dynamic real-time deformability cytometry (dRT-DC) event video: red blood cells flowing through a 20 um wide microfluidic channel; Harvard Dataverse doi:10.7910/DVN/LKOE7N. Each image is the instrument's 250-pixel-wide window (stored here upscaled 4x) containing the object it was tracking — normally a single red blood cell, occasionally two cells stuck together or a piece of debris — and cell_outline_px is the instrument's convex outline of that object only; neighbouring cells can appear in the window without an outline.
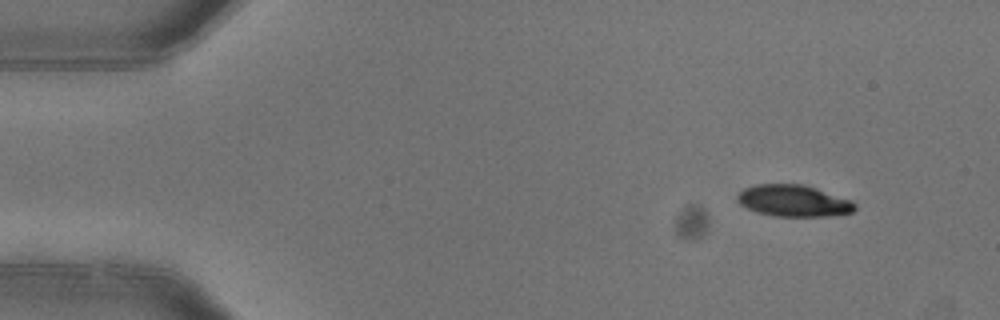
{"species": "common noctule bat (a hibernating species)", "species_latin": "Nyctalus noctula", "temperature_condition": "warm", "stored_images_in_passage": 4, "camera_frame_rate_fps": 3000, "um_per_image_px": 0.085, "animal": {"sex": "female"}, "frame": {"image": 1, "passage_image": 1, "time_ms": 0.0, "image_size_px": [1000, 320], "cell_outline_px": [[856, 208], [852, 212], [824, 216], [772, 216], [756, 212], [740, 204], [736, 200], [736, 196], [744, 188], [756, 184], [804, 184], [852, 200], [856, 204]], "centroid_in_image_um": [67.43, 17.06], "position_along_channel_um": 17.6, "area_um2": 21.68}}
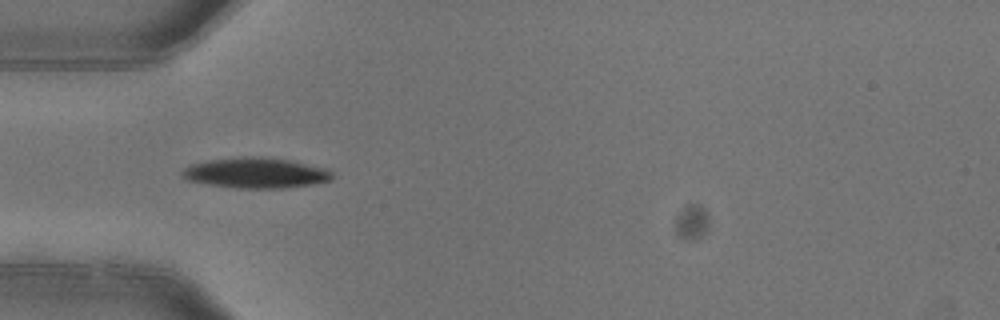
{"frame": {"image": 2, "passage_image": 4, "time_ms": 1.0, "image_size_px": [1000, 320], "cell_outline_px": [[332, 176], [328, 180], [312, 184], [284, 188], [236, 188], [188, 180], [180, 172], [184, 168], [192, 164], [208, 160], [240, 156], [260, 156], [288, 160], [324, 168], [332, 172]], "centroid_in_image_um": [21.71, 14.68], "position_along_channel_um": 63.3, "area_um2": 26.24}}